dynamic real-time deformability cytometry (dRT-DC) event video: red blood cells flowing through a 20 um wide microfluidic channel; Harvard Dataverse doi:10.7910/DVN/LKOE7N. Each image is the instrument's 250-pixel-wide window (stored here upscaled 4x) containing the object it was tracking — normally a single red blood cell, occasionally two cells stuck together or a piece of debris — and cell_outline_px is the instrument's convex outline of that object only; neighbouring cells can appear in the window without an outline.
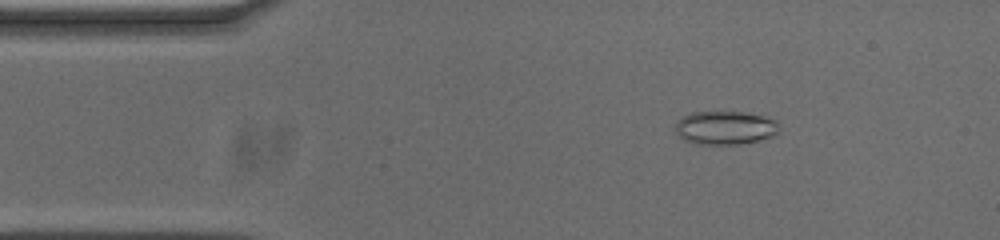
{"species": "common noctule bat (a hibernating species)", "species_latin": "Nyctalus noctula", "temperature_condition": "cold", "stored_images_in_passage": 53, "camera_frame_rate_fps": 3000, "um_per_image_px": 0.085, "animal": {"sex": "male", "body_mass_g": 20.0, "forearm_length_mm": 53.3}, "frame": {"image": 1, "passage_image": 7, "time_ms": 2.0, "image_size_px": [1000, 240], "cell_outline_px": [[780, 132], [772, 136], [756, 140], [736, 144], [696, 144], [684, 140], [676, 132], [676, 124], [684, 116], [692, 112], [744, 112], [764, 116], [772, 120], [776, 124]], "centroid_in_image_um": [61.62, 10.86], "position_along_channel_um": 23.4, "area_um2": 19.88}}
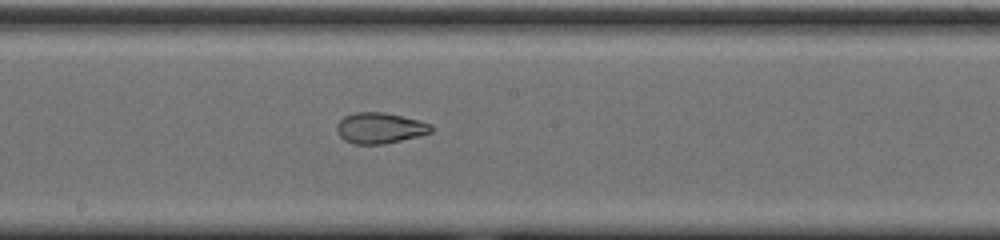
{"frame": {"image": 2, "passage_image": 27, "time_ms": 8.667, "image_size_px": [1000, 240], "cell_outline_px": [[436, 128], [432, 132], [420, 136], [384, 144], [352, 144], [344, 140], [336, 132], [336, 124], [344, 116], [356, 112], [384, 112], [420, 120], [432, 124]], "centroid_in_image_um": [32.32, 10.88], "position_along_channel_um": 215.9, "area_um2": 17.28}}
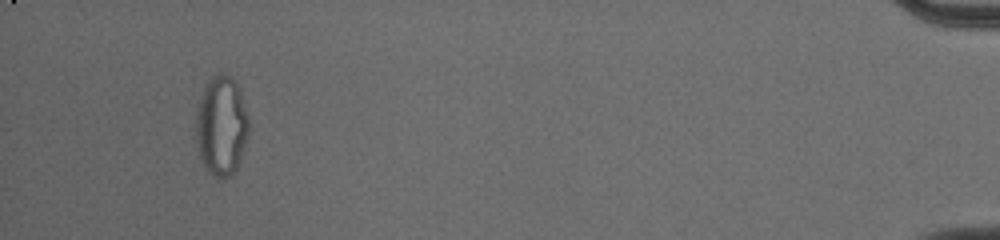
{"frame": {"image": 3, "passage_image": 50, "time_ms": 16.333, "image_size_px": [1000, 240], "cell_outline_px": [[248, 136], [236, 168], [228, 176], [216, 176], [208, 172], [200, 156], [196, 140], [196, 112], [204, 88], [208, 80], [212, 76], [220, 72], [232, 76], [240, 92], [248, 116]], "centroid_in_image_um": [18.81, 10.64], "position_along_channel_um": 416.4, "area_um2": 30.17}, "authors_computed_cell_mechanics": {"area_um2": 20.1144, "velocity_mm_per_s": 3.7062, "shape_relaxation_time_tau1_ms": null, "shape_relaxation_time_tau2_ms": 1.6966, "deformation_change_tau1": null, "deformation_change_tau2": 0.0724}}